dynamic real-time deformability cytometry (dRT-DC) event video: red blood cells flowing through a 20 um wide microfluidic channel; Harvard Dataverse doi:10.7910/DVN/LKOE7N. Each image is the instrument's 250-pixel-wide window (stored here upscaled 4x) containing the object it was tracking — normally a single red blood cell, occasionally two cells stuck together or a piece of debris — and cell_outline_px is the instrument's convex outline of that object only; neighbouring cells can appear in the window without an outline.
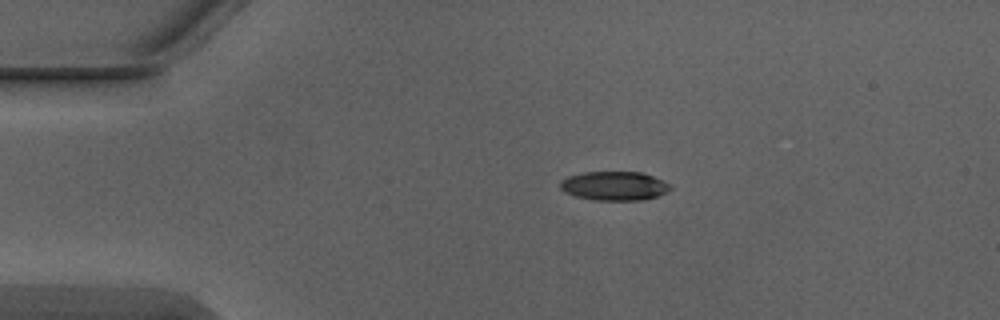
{"species": "Egyptian fruit bat (a non-hibernating species)", "species_latin": "Rousettus aegyptiacus", "temperature_condition": "warm", "stored_images_in_passage": 4, "camera_frame_rate_fps": 3000, "um_per_image_px": 0.085, "animal": {"sex": "male"}, "frame": {"image": 1, "passage_image": 4, "time_ms": 1.0, "image_size_px": [1000, 320], "cell_outline_px": [[672, 188], [668, 192], [656, 196], [640, 200], [596, 200], [576, 196], [564, 192], [560, 188], [560, 180], [568, 176], [584, 172], [640, 172], [664, 180]], "centroid_in_image_um": [52.2, 15.8], "position_along_channel_um": 32.8, "area_um2": 18.55}}